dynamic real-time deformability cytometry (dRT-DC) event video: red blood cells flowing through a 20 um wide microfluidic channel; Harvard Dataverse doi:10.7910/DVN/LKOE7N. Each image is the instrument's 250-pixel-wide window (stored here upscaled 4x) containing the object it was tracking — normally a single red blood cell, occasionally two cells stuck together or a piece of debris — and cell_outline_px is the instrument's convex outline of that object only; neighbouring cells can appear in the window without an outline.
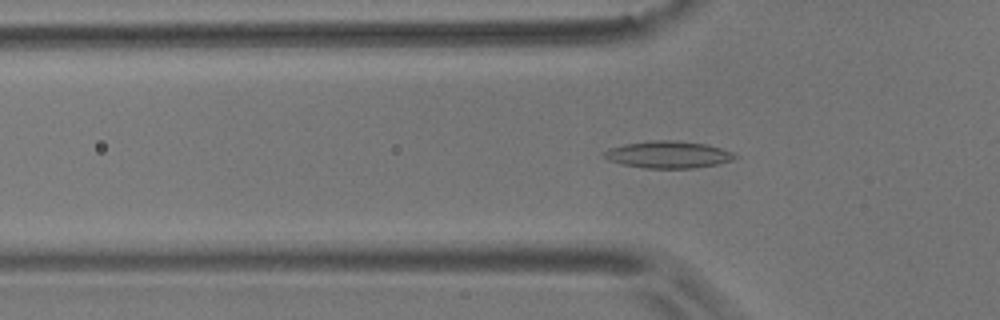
{"species": "common noctule bat (a hibernating species)", "species_latin": "Nyctalus noctula", "temperature_condition": "room temperature", "stored_images_in_passage": 55, "camera_frame_rate_fps": 3000, "um_per_image_px": 0.085, "animal": {"sex": "male", "body_mass_g": 17.9}, "frame": {"image": 1, "passage_image": 17, "time_ms": 5.333, "image_size_px": [1000, 320], "cell_outline_px": [[740, 156], [732, 160], [716, 164], [692, 168], [644, 168], [624, 164], [608, 160], [604, 156], [604, 152], [608, 148], [624, 144], [652, 140], [668, 140], [708, 144], [732, 152]], "centroid_in_image_um": [56.8, 13.13], "position_along_channel_um": 69.0, "area_um2": 20.46}}
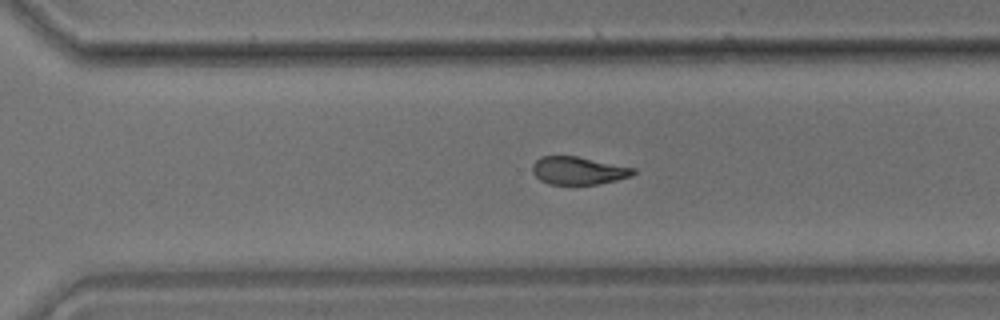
{"frame": {"image": 2, "passage_image": 38, "time_ms": 12.333, "image_size_px": [1000, 320], "cell_outline_px": [[636, 172], [632, 176], [616, 180], [596, 184], [548, 184], [540, 180], [532, 172], [532, 164], [540, 156], [576, 156], [636, 168]], "centroid_in_image_um": [49.15, 14.5], "position_along_channel_um": 321.5, "area_um2": 16.36}}
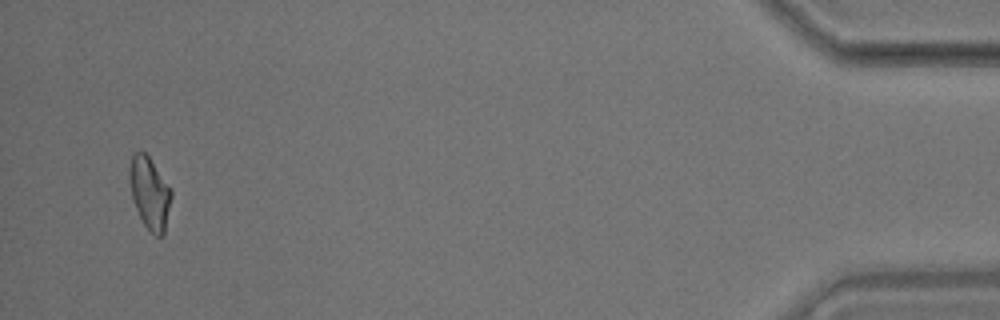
{"frame": {"image": 3, "passage_image": 53, "time_ms": 17.333, "image_size_px": [1000, 320], "cell_outline_px": [[172, 196], [164, 236], [156, 236], [148, 232], [132, 200], [128, 176], [128, 172], [132, 156], [140, 148], [148, 156], [172, 188]], "centroid_in_image_um": [12.73, 16.42], "position_along_channel_um": 422.5, "area_um2": 17.92}, "authors_computed_cell_mechanics": {"area_um2": 17.918, "velocity_mm_per_s": 3.6004, "shape_relaxation_time_tau1_ms": 6.6539, "shape_relaxation_time_tau2_ms": 5.2136, "deformation_change_tau1": 0.1537, "deformation_change_tau2": 0.1335}}